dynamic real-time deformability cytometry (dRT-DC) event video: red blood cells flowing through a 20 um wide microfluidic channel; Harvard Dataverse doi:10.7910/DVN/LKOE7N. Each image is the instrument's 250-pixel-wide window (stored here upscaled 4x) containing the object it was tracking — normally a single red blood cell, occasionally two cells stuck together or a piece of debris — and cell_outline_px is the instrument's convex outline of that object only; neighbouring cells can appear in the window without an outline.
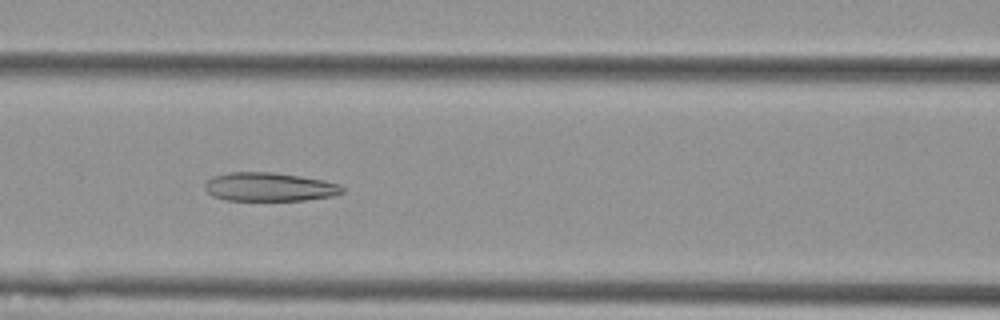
{"species": "Egyptian fruit bat (a non-hibernating species)", "species_latin": "Rousettus aegyptiacus", "temperature_condition": "cold", "stored_images_in_passage": 48, "camera_frame_rate_fps": 3000, "um_per_image_px": 0.085, "animal": {"sex": "female"}, "frame": {"image": 1, "passage_image": 16, "time_ms": 5.0, "image_size_px": [1000, 320], "cell_outline_px": [[344, 192], [332, 196], [304, 200], [224, 200], [212, 196], [204, 188], [204, 184], [212, 176], [228, 172], [272, 172], [300, 176], [324, 180], [340, 184], [344, 188]], "centroid_in_image_um": [22.88, 15.88], "position_along_channel_um": 143.7, "area_um2": 23.06}}
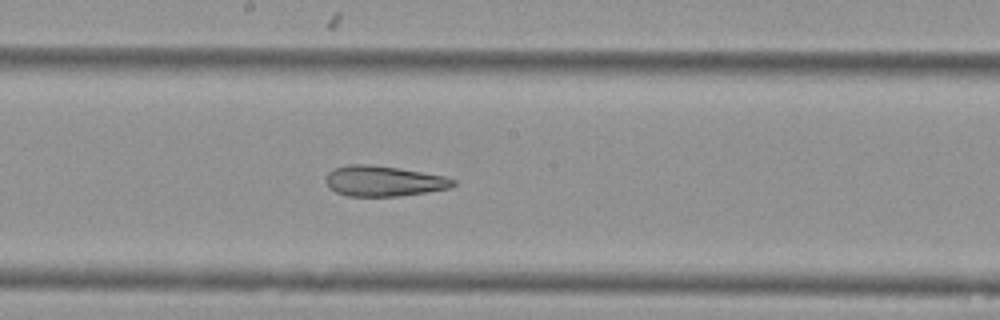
{"frame": {"image": 2, "passage_image": 22, "time_ms": 7.0, "image_size_px": [1000, 320], "cell_outline_px": [[456, 184], [452, 188], [400, 196], [348, 196], [336, 192], [328, 188], [324, 180], [328, 172], [336, 168], [348, 164], [368, 164], [396, 168], [444, 176], [456, 180]], "centroid_in_image_um": [32.59, 15.4], "position_along_channel_um": 215.6, "area_um2": 22.6}}
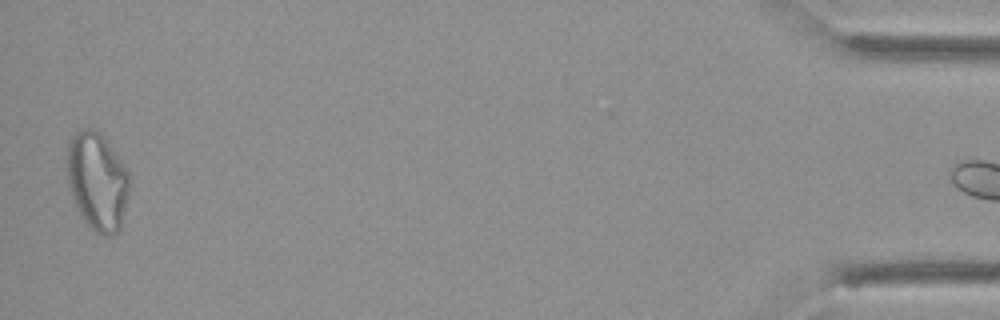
{"frame": {"image": 3, "passage_image": 47, "time_ms": 15.333, "image_size_px": [1000, 320], "cell_outline_px": [[132, 188], [120, 228], [116, 232], [108, 236], [104, 236], [96, 232], [80, 216], [76, 208], [68, 188], [68, 144], [72, 136], [76, 132], [84, 128], [92, 128], [100, 132], [104, 136], [128, 172], [132, 180]], "centroid_in_image_um": [8.3, 15.42], "position_along_channel_um": 426.9, "area_um2": 36.01}, "authors_computed_cell_mechanics": {"area_um2": 26.4146, "velocity_mm_per_s": 3.612, "shape_relaxation_time_tau1_ms": null, "shape_relaxation_time_tau2_ms": 4.4712, "deformation_change_tau1": null, "deformation_change_tau2": 0.1506}}